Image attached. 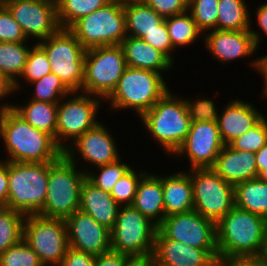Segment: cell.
<instances>
[{"label": "cell", "mask_w": 267, "mask_h": 266, "mask_svg": "<svg viewBox=\"0 0 267 266\" xmlns=\"http://www.w3.org/2000/svg\"><path fill=\"white\" fill-rule=\"evenodd\" d=\"M0 138L10 162H54L63 154L51 135L32 127L13 109L0 114Z\"/></svg>", "instance_id": "1"}, {"label": "cell", "mask_w": 267, "mask_h": 266, "mask_svg": "<svg viewBox=\"0 0 267 266\" xmlns=\"http://www.w3.org/2000/svg\"><path fill=\"white\" fill-rule=\"evenodd\" d=\"M267 219L234 206L216 223L219 260L232 256L261 255Z\"/></svg>", "instance_id": "2"}, {"label": "cell", "mask_w": 267, "mask_h": 266, "mask_svg": "<svg viewBox=\"0 0 267 266\" xmlns=\"http://www.w3.org/2000/svg\"><path fill=\"white\" fill-rule=\"evenodd\" d=\"M169 89L160 100L140 117L147 133L162 147L166 156L174 158L190 130L191 119L188 116L184 97Z\"/></svg>", "instance_id": "3"}, {"label": "cell", "mask_w": 267, "mask_h": 266, "mask_svg": "<svg viewBox=\"0 0 267 266\" xmlns=\"http://www.w3.org/2000/svg\"><path fill=\"white\" fill-rule=\"evenodd\" d=\"M167 84L160 73L127 66L115 89L104 101H109L110 111L129 109L140 118L171 89Z\"/></svg>", "instance_id": "4"}, {"label": "cell", "mask_w": 267, "mask_h": 266, "mask_svg": "<svg viewBox=\"0 0 267 266\" xmlns=\"http://www.w3.org/2000/svg\"><path fill=\"white\" fill-rule=\"evenodd\" d=\"M77 167L64 153L56 161L49 162L47 196L38 215L66 220L79 210L86 173Z\"/></svg>", "instance_id": "5"}, {"label": "cell", "mask_w": 267, "mask_h": 266, "mask_svg": "<svg viewBox=\"0 0 267 266\" xmlns=\"http://www.w3.org/2000/svg\"><path fill=\"white\" fill-rule=\"evenodd\" d=\"M49 162L8 161V201L4 207L24 215H34L43 208L47 196Z\"/></svg>", "instance_id": "6"}, {"label": "cell", "mask_w": 267, "mask_h": 266, "mask_svg": "<svg viewBox=\"0 0 267 266\" xmlns=\"http://www.w3.org/2000/svg\"><path fill=\"white\" fill-rule=\"evenodd\" d=\"M102 103L100 97L82 92H72L58 103L56 144L63 152L100 122L97 115Z\"/></svg>", "instance_id": "7"}, {"label": "cell", "mask_w": 267, "mask_h": 266, "mask_svg": "<svg viewBox=\"0 0 267 266\" xmlns=\"http://www.w3.org/2000/svg\"><path fill=\"white\" fill-rule=\"evenodd\" d=\"M45 50L51 73L56 74L72 92H81L86 49L69 30L60 28L38 42Z\"/></svg>", "instance_id": "8"}, {"label": "cell", "mask_w": 267, "mask_h": 266, "mask_svg": "<svg viewBox=\"0 0 267 266\" xmlns=\"http://www.w3.org/2000/svg\"><path fill=\"white\" fill-rule=\"evenodd\" d=\"M126 67L120 44L87 49L81 92L105 100L115 89Z\"/></svg>", "instance_id": "9"}, {"label": "cell", "mask_w": 267, "mask_h": 266, "mask_svg": "<svg viewBox=\"0 0 267 266\" xmlns=\"http://www.w3.org/2000/svg\"><path fill=\"white\" fill-rule=\"evenodd\" d=\"M69 30L86 50L121 44L127 37L124 8L110 1L77 20Z\"/></svg>", "instance_id": "10"}, {"label": "cell", "mask_w": 267, "mask_h": 266, "mask_svg": "<svg viewBox=\"0 0 267 266\" xmlns=\"http://www.w3.org/2000/svg\"><path fill=\"white\" fill-rule=\"evenodd\" d=\"M157 229L132 205L120 206L111 230V250L131 257L152 256Z\"/></svg>", "instance_id": "11"}, {"label": "cell", "mask_w": 267, "mask_h": 266, "mask_svg": "<svg viewBox=\"0 0 267 266\" xmlns=\"http://www.w3.org/2000/svg\"><path fill=\"white\" fill-rule=\"evenodd\" d=\"M189 173L193 210L217 223L235 206L234 186L225 182L212 168H194Z\"/></svg>", "instance_id": "12"}, {"label": "cell", "mask_w": 267, "mask_h": 266, "mask_svg": "<svg viewBox=\"0 0 267 266\" xmlns=\"http://www.w3.org/2000/svg\"><path fill=\"white\" fill-rule=\"evenodd\" d=\"M23 239L39 256L44 266H60L69 248L64 219L26 215Z\"/></svg>", "instance_id": "13"}, {"label": "cell", "mask_w": 267, "mask_h": 266, "mask_svg": "<svg viewBox=\"0 0 267 266\" xmlns=\"http://www.w3.org/2000/svg\"><path fill=\"white\" fill-rule=\"evenodd\" d=\"M103 123L101 121L94 128L87 130L63 152L77 166L81 159L88 163L90 167L81 168L85 173L89 170L95 171V167L113 163L121 158L115 136Z\"/></svg>", "instance_id": "14"}, {"label": "cell", "mask_w": 267, "mask_h": 266, "mask_svg": "<svg viewBox=\"0 0 267 266\" xmlns=\"http://www.w3.org/2000/svg\"><path fill=\"white\" fill-rule=\"evenodd\" d=\"M158 230L168 239L191 247L217 249L216 223L195 210L166 216Z\"/></svg>", "instance_id": "15"}, {"label": "cell", "mask_w": 267, "mask_h": 266, "mask_svg": "<svg viewBox=\"0 0 267 266\" xmlns=\"http://www.w3.org/2000/svg\"><path fill=\"white\" fill-rule=\"evenodd\" d=\"M3 4L21 26L28 40L33 39L38 43L61 28L55 3L42 0H7Z\"/></svg>", "instance_id": "16"}, {"label": "cell", "mask_w": 267, "mask_h": 266, "mask_svg": "<svg viewBox=\"0 0 267 266\" xmlns=\"http://www.w3.org/2000/svg\"><path fill=\"white\" fill-rule=\"evenodd\" d=\"M225 144L222 142L217 121L191 122L185 141L174 156L189 160V169L212 168Z\"/></svg>", "instance_id": "17"}, {"label": "cell", "mask_w": 267, "mask_h": 266, "mask_svg": "<svg viewBox=\"0 0 267 266\" xmlns=\"http://www.w3.org/2000/svg\"><path fill=\"white\" fill-rule=\"evenodd\" d=\"M154 266H216L218 249H202L165 237L158 229L152 253Z\"/></svg>", "instance_id": "18"}, {"label": "cell", "mask_w": 267, "mask_h": 266, "mask_svg": "<svg viewBox=\"0 0 267 266\" xmlns=\"http://www.w3.org/2000/svg\"><path fill=\"white\" fill-rule=\"evenodd\" d=\"M69 247L99 256L111 250V231L78 210L66 220Z\"/></svg>", "instance_id": "19"}, {"label": "cell", "mask_w": 267, "mask_h": 266, "mask_svg": "<svg viewBox=\"0 0 267 266\" xmlns=\"http://www.w3.org/2000/svg\"><path fill=\"white\" fill-rule=\"evenodd\" d=\"M201 39L204 41L207 52L211 53L213 59L219 63L229 64L239 58L252 57L258 53L252 34L249 30L229 31L211 30L203 34ZM246 56V57H245Z\"/></svg>", "instance_id": "20"}, {"label": "cell", "mask_w": 267, "mask_h": 266, "mask_svg": "<svg viewBox=\"0 0 267 266\" xmlns=\"http://www.w3.org/2000/svg\"><path fill=\"white\" fill-rule=\"evenodd\" d=\"M222 109V112H219L217 125L225 145L254 127L265 116L252 102L239 98L228 101Z\"/></svg>", "instance_id": "21"}, {"label": "cell", "mask_w": 267, "mask_h": 266, "mask_svg": "<svg viewBox=\"0 0 267 266\" xmlns=\"http://www.w3.org/2000/svg\"><path fill=\"white\" fill-rule=\"evenodd\" d=\"M212 169L234 187L258 176L255 152L235 150L225 145Z\"/></svg>", "instance_id": "22"}, {"label": "cell", "mask_w": 267, "mask_h": 266, "mask_svg": "<svg viewBox=\"0 0 267 266\" xmlns=\"http://www.w3.org/2000/svg\"><path fill=\"white\" fill-rule=\"evenodd\" d=\"M120 205L110 192L97 188L87 179L82 184L79 210L90 215L110 231L114 228Z\"/></svg>", "instance_id": "23"}, {"label": "cell", "mask_w": 267, "mask_h": 266, "mask_svg": "<svg viewBox=\"0 0 267 266\" xmlns=\"http://www.w3.org/2000/svg\"><path fill=\"white\" fill-rule=\"evenodd\" d=\"M161 181L165 217L193 210V187L188 170L162 175Z\"/></svg>", "instance_id": "24"}, {"label": "cell", "mask_w": 267, "mask_h": 266, "mask_svg": "<svg viewBox=\"0 0 267 266\" xmlns=\"http://www.w3.org/2000/svg\"><path fill=\"white\" fill-rule=\"evenodd\" d=\"M120 45L128 67L151 70L161 75L170 72L174 67V64L161 51L143 39L127 36Z\"/></svg>", "instance_id": "25"}, {"label": "cell", "mask_w": 267, "mask_h": 266, "mask_svg": "<svg viewBox=\"0 0 267 266\" xmlns=\"http://www.w3.org/2000/svg\"><path fill=\"white\" fill-rule=\"evenodd\" d=\"M157 226L165 218L161 174L149 171L141 178L131 204Z\"/></svg>", "instance_id": "26"}, {"label": "cell", "mask_w": 267, "mask_h": 266, "mask_svg": "<svg viewBox=\"0 0 267 266\" xmlns=\"http://www.w3.org/2000/svg\"><path fill=\"white\" fill-rule=\"evenodd\" d=\"M22 104L13 105V110L32 127L51 135L56 142L58 103H49L26 99ZM28 103H26V102ZM26 103V104H25Z\"/></svg>", "instance_id": "27"}, {"label": "cell", "mask_w": 267, "mask_h": 266, "mask_svg": "<svg viewBox=\"0 0 267 266\" xmlns=\"http://www.w3.org/2000/svg\"><path fill=\"white\" fill-rule=\"evenodd\" d=\"M235 206L267 219V182L250 179L234 187Z\"/></svg>", "instance_id": "28"}, {"label": "cell", "mask_w": 267, "mask_h": 266, "mask_svg": "<svg viewBox=\"0 0 267 266\" xmlns=\"http://www.w3.org/2000/svg\"><path fill=\"white\" fill-rule=\"evenodd\" d=\"M126 34L138 39H143L148 33L158 29L165 20L146 3L124 7Z\"/></svg>", "instance_id": "29"}, {"label": "cell", "mask_w": 267, "mask_h": 266, "mask_svg": "<svg viewBox=\"0 0 267 266\" xmlns=\"http://www.w3.org/2000/svg\"><path fill=\"white\" fill-rule=\"evenodd\" d=\"M245 0H219L217 29L229 31H245L250 29L253 18ZM251 16V17H250Z\"/></svg>", "instance_id": "30"}, {"label": "cell", "mask_w": 267, "mask_h": 266, "mask_svg": "<svg viewBox=\"0 0 267 266\" xmlns=\"http://www.w3.org/2000/svg\"><path fill=\"white\" fill-rule=\"evenodd\" d=\"M29 41L0 42V72L15 83L24 70L31 47ZM30 45V46H29Z\"/></svg>", "instance_id": "31"}, {"label": "cell", "mask_w": 267, "mask_h": 266, "mask_svg": "<svg viewBox=\"0 0 267 266\" xmlns=\"http://www.w3.org/2000/svg\"><path fill=\"white\" fill-rule=\"evenodd\" d=\"M168 33L173 48L190 46L202 36L190 12L187 10L181 14L165 18Z\"/></svg>", "instance_id": "32"}, {"label": "cell", "mask_w": 267, "mask_h": 266, "mask_svg": "<svg viewBox=\"0 0 267 266\" xmlns=\"http://www.w3.org/2000/svg\"><path fill=\"white\" fill-rule=\"evenodd\" d=\"M26 215L0 207V254L23 239Z\"/></svg>", "instance_id": "33"}, {"label": "cell", "mask_w": 267, "mask_h": 266, "mask_svg": "<svg viewBox=\"0 0 267 266\" xmlns=\"http://www.w3.org/2000/svg\"><path fill=\"white\" fill-rule=\"evenodd\" d=\"M110 0H58L57 18L61 28L69 29L77 20L105 6Z\"/></svg>", "instance_id": "34"}, {"label": "cell", "mask_w": 267, "mask_h": 266, "mask_svg": "<svg viewBox=\"0 0 267 266\" xmlns=\"http://www.w3.org/2000/svg\"><path fill=\"white\" fill-rule=\"evenodd\" d=\"M50 73L51 67L45 50L38 43H34L28 54L24 70L19 79L14 83L15 94L17 91L19 92V90L21 91V89L24 88V85H22L23 83H21L22 79H24L26 83L30 84Z\"/></svg>", "instance_id": "35"}, {"label": "cell", "mask_w": 267, "mask_h": 266, "mask_svg": "<svg viewBox=\"0 0 267 266\" xmlns=\"http://www.w3.org/2000/svg\"><path fill=\"white\" fill-rule=\"evenodd\" d=\"M30 85L34 87L31 99L36 101L59 103L65 96L72 93L64 82L53 73L43 76Z\"/></svg>", "instance_id": "36"}, {"label": "cell", "mask_w": 267, "mask_h": 266, "mask_svg": "<svg viewBox=\"0 0 267 266\" xmlns=\"http://www.w3.org/2000/svg\"><path fill=\"white\" fill-rule=\"evenodd\" d=\"M121 161L122 158H119L113 163L95 167L97 172L89 170L86 179L97 188L111 192L114 184L132 168L130 164Z\"/></svg>", "instance_id": "37"}, {"label": "cell", "mask_w": 267, "mask_h": 266, "mask_svg": "<svg viewBox=\"0 0 267 266\" xmlns=\"http://www.w3.org/2000/svg\"><path fill=\"white\" fill-rule=\"evenodd\" d=\"M218 3L219 0H188V11L203 34L217 29Z\"/></svg>", "instance_id": "38"}, {"label": "cell", "mask_w": 267, "mask_h": 266, "mask_svg": "<svg viewBox=\"0 0 267 266\" xmlns=\"http://www.w3.org/2000/svg\"><path fill=\"white\" fill-rule=\"evenodd\" d=\"M146 170L134 169V166L121 177L113 186L110 194L120 206L131 205L137 192L141 178L147 173Z\"/></svg>", "instance_id": "39"}, {"label": "cell", "mask_w": 267, "mask_h": 266, "mask_svg": "<svg viewBox=\"0 0 267 266\" xmlns=\"http://www.w3.org/2000/svg\"><path fill=\"white\" fill-rule=\"evenodd\" d=\"M0 266H44L39 256L22 239L0 254Z\"/></svg>", "instance_id": "40"}, {"label": "cell", "mask_w": 267, "mask_h": 266, "mask_svg": "<svg viewBox=\"0 0 267 266\" xmlns=\"http://www.w3.org/2000/svg\"><path fill=\"white\" fill-rule=\"evenodd\" d=\"M267 143V115L228 145L235 150L257 152Z\"/></svg>", "instance_id": "41"}, {"label": "cell", "mask_w": 267, "mask_h": 266, "mask_svg": "<svg viewBox=\"0 0 267 266\" xmlns=\"http://www.w3.org/2000/svg\"><path fill=\"white\" fill-rule=\"evenodd\" d=\"M184 99L187 113L191 122L210 121L215 122L219 116V109L211 100L212 98Z\"/></svg>", "instance_id": "42"}, {"label": "cell", "mask_w": 267, "mask_h": 266, "mask_svg": "<svg viewBox=\"0 0 267 266\" xmlns=\"http://www.w3.org/2000/svg\"><path fill=\"white\" fill-rule=\"evenodd\" d=\"M28 41L21 26L12 17L8 8L0 4V42L18 43Z\"/></svg>", "instance_id": "43"}, {"label": "cell", "mask_w": 267, "mask_h": 266, "mask_svg": "<svg viewBox=\"0 0 267 266\" xmlns=\"http://www.w3.org/2000/svg\"><path fill=\"white\" fill-rule=\"evenodd\" d=\"M143 40L161 51L175 65V58L173 57L175 54L172 53L176 51L172 46L165 20L158 26V29L148 33Z\"/></svg>", "instance_id": "44"}, {"label": "cell", "mask_w": 267, "mask_h": 266, "mask_svg": "<svg viewBox=\"0 0 267 266\" xmlns=\"http://www.w3.org/2000/svg\"><path fill=\"white\" fill-rule=\"evenodd\" d=\"M145 3L163 18L188 10V0H145Z\"/></svg>", "instance_id": "45"}, {"label": "cell", "mask_w": 267, "mask_h": 266, "mask_svg": "<svg viewBox=\"0 0 267 266\" xmlns=\"http://www.w3.org/2000/svg\"><path fill=\"white\" fill-rule=\"evenodd\" d=\"M254 12H255L254 13L255 19L257 21L256 25H258L260 28L258 31L253 30V28H256V27L252 26L253 20H250L249 31L253 36L256 49H260L259 45L261 44V40H262L261 38L265 35L267 37V3L264 2L263 4L261 3L260 5H258ZM260 30H261V32H260ZM261 33H263V34H261Z\"/></svg>", "instance_id": "46"}, {"label": "cell", "mask_w": 267, "mask_h": 266, "mask_svg": "<svg viewBox=\"0 0 267 266\" xmlns=\"http://www.w3.org/2000/svg\"><path fill=\"white\" fill-rule=\"evenodd\" d=\"M95 259L91 254L69 247L60 266H95Z\"/></svg>", "instance_id": "47"}, {"label": "cell", "mask_w": 267, "mask_h": 266, "mask_svg": "<svg viewBox=\"0 0 267 266\" xmlns=\"http://www.w3.org/2000/svg\"><path fill=\"white\" fill-rule=\"evenodd\" d=\"M220 266H267L262 255L232 256L219 260Z\"/></svg>", "instance_id": "48"}, {"label": "cell", "mask_w": 267, "mask_h": 266, "mask_svg": "<svg viewBox=\"0 0 267 266\" xmlns=\"http://www.w3.org/2000/svg\"><path fill=\"white\" fill-rule=\"evenodd\" d=\"M131 256L110 250L96 256L95 266H125Z\"/></svg>", "instance_id": "49"}, {"label": "cell", "mask_w": 267, "mask_h": 266, "mask_svg": "<svg viewBox=\"0 0 267 266\" xmlns=\"http://www.w3.org/2000/svg\"><path fill=\"white\" fill-rule=\"evenodd\" d=\"M14 93V83L0 72V114L13 108L14 104L11 103L12 101L7 102L6 100L9 99L8 97H11V94L13 97ZM1 101H3V103H1Z\"/></svg>", "instance_id": "50"}, {"label": "cell", "mask_w": 267, "mask_h": 266, "mask_svg": "<svg viewBox=\"0 0 267 266\" xmlns=\"http://www.w3.org/2000/svg\"><path fill=\"white\" fill-rule=\"evenodd\" d=\"M249 64L250 67H253L252 69H255L254 71H256L258 75L260 74V76L263 77V90L260 99L267 100V54L252 59Z\"/></svg>", "instance_id": "51"}, {"label": "cell", "mask_w": 267, "mask_h": 266, "mask_svg": "<svg viewBox=\"0 0 267 266\" xmlns=\"http://www.w3.org/2000/svg\"><path fill=\"white\" fill-rule=\"evenodd\" d=\"M8 161L0 159V206H5L8 201Z\"/></svg>", "instance_id": "52"}, {"label": "cell", "mask_w": 267, "mask_h": 266, "mask_svg": "<svg viewBox=\"0 0 267 266\" xmlns=\"http://www.w3.org/2000/svg\"><path fill=\"white\" fill-rule=\"evenodd\" d=\"M125 266H154L152 256L131 257Z\"/></svg>", "instance_id": "53"}, {"label": "cell", "mask_w": 267, "mask_h": 266, "mask_svg": "<svg viewBox=\"0 0 267 266\" xmlns=\"http://www.w3.org/2000/svg\"><path fill=\"white\" fill-rule=\"evenodd\" d=\"M256 164H267V143L255 153Z\"/></svg>", "instance_id": "54"}, {"label": "cell", "mask_w": 267, "mask_h": 266, "mask_svg": "<svg viewBox=\"0 0 267 266\" xmlns=\"http://www.w3.org/2000/svg\"><path fill=\"white\" fill-rule=\"evenodd\" d=\"M123 8L130 5L142 4L145 3V0H110Z\"/></svg>", "instance_id": "55"}, {"label": "cell", "mask_w": 267, "mask_h": 266, "mask_svg": "<svg viewBox=\"0 0 267 266\" xmlns=\"http://www.w3.org/2000/svg\"><path fill=\"white\" fill-rule=\"evenodd\" d=\"M259 180L267 182V164H257Z\"/></svg>", "instance_id": "56"}, {"label": "cell", "mask_w": 267, "mask_h": 266, "mask_svg": "<svg viewBox=\"0 0 267 266\" xmlns=\"http://www.w3.org/2000/svg\"><path fill=\"white\" fill-rule=\"evenodd\" d=\"M261 255H262V258L264 259V261L267 263V232L265 235V244H264V248H263Z\"/></svg>", "instance_id": "57"}, {"label": "cell", "mask_w": 267, "mask_h": 266, "mask_svg": "<svg viewBox=\"0 0 267 266\" xmlns=\"http://www.w3.org/2000/svg\"><path fill=\"white\" fill-rule=\"evenodd\" d=\"M42 1L51 2V3H55V4H57V2H58V0H42Z\"/></svg>", "instance_id": "58"}, {"label": "cell", "mask_w": 267, "mask_h": 266, "mask_svg": "<svg viewBox=\"0 0 267 266\" xmlns=\"http://www.w3.org/2000/svg\"><path fill=\"white\" fill-rule=\"evenodd\" d=\"M7 0H0V4L6 2Z\"/></svg>", "instance_id": "59"}]
</instances>
